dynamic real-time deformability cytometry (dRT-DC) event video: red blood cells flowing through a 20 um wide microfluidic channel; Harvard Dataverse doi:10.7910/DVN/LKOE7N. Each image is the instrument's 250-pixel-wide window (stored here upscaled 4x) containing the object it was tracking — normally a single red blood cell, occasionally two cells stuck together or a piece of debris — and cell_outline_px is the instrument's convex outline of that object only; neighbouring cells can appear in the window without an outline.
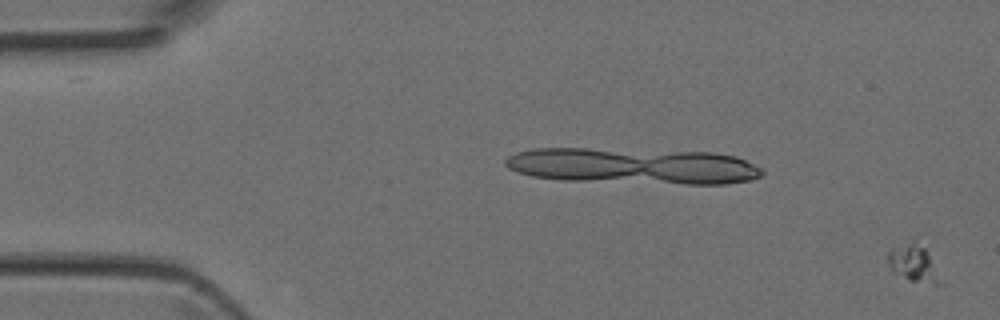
{"species": "Egyptian fruit bat (a non-hibernating species)", "species_latin": "Rousettus aegyptiacus", "temperature_condition": "room temperature", "stored_images_in_passage": 3, "camera_frame_rate_fps": 3000, "um_per_image_px": 0.085, "animal": {"sex": "female"}, "frame": {"image": 1, "passage_image": 3, "time_ms": 0.667, "image_size_px": [1000, 320], "cell_outline_px": [[944, 284], [936, 284], [912, 280], [892, 272], [888, 264], [888, 252], [892, 248], [912, 244], [924, 248]], "centroid_in_image_um": [77.63, 22.46], "position_along_channel_um": 7.4, "area_um2": 10.4}}